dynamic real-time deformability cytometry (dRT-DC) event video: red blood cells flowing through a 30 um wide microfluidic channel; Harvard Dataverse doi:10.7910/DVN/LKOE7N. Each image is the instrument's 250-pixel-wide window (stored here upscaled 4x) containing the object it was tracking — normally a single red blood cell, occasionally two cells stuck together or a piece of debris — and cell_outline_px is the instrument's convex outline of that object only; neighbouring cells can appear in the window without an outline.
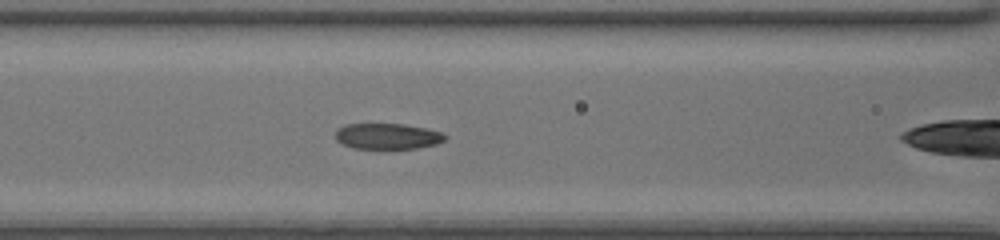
{"species": "common noctule bat (a hibernating species)", "species_latin": "Nyctalus noctula", "temperature_condition": "room temperature", "stored_images_in_passage": 32, "camera_frame_rate_fps": 3000, "um_per_image_px": 0.085, "animal": {"sex": "female", "body_mass_g": 20.0, "forearm_length_mm": 54.0}, "frame": {"image": 1, "passage_image": 8, "time_ms": 2.333, "image_size_px": [1000, 240], "cell_outline_px": [[448, 136], [444, 140], [436, 144], [416, 148], [352, 148], [336, 140], [336, 128], [344, 124], [404, 124], [444, 132]], "centroid_in_image_um": [32.94, 11.57], "position_along_channel_um": 133.7, "area_um2": 16.47}}
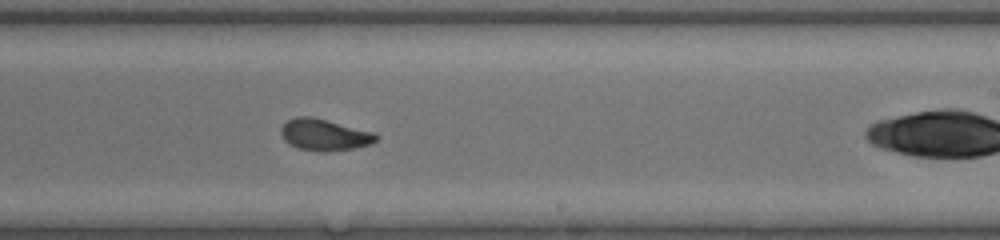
{"frame": {"image": 2, "passage_image": 17, "time_ms": 5.333, "image_size_px": [1000, 240], "cell_outline_px": [[380, 136], [372, 144], [352, 148], [328, 152], [320, 152], [300, 148], [288, 144], [284, 140], [280, 132], [280, 128], [288, 120], [296, 116], [308, 116], [328, 120], [372, 132]], "centroid_in_image_um": [27.55, 11.46], "position_along_channel_um": 261.4, "area_um2": 17.46}}
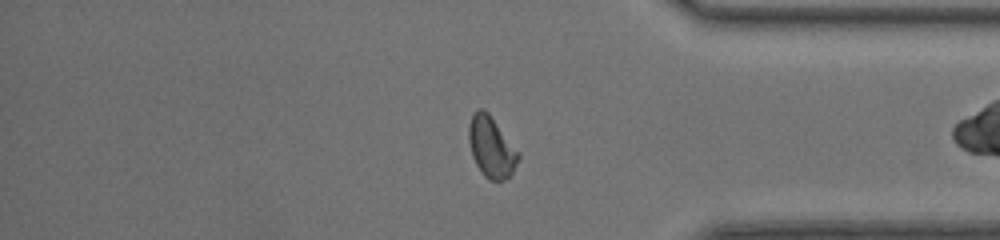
{"frame": {"image": 3, "passage_image": 27, "time_ms": 8.667, "image_size_px": [1000, 240], "cell_outline_px": [[520, 156], [512, 172], [504, 180], [488, 180], [480, 172], [472, 156], [468, 140], [468, 124], [472, 112], [476, 108], [484, 108], [488, 112], [520, 152]], "centroid_in_image_um": [41.73, 12.46], "position_along_channel_um": 393.5, "area_um2": 17.86}, "authors_computed_cell_mechanics": {"area_um2": 17.1377, "velocity_mm_per_s": 4.2653, "shape_relaxation_time_tau1_ms": 3.6168, "shape_relaxation_time_tau2_ms": 0.7536, "deformation_change_tau1": 0.1645, "deformation_change_tau2": 0.0501}}